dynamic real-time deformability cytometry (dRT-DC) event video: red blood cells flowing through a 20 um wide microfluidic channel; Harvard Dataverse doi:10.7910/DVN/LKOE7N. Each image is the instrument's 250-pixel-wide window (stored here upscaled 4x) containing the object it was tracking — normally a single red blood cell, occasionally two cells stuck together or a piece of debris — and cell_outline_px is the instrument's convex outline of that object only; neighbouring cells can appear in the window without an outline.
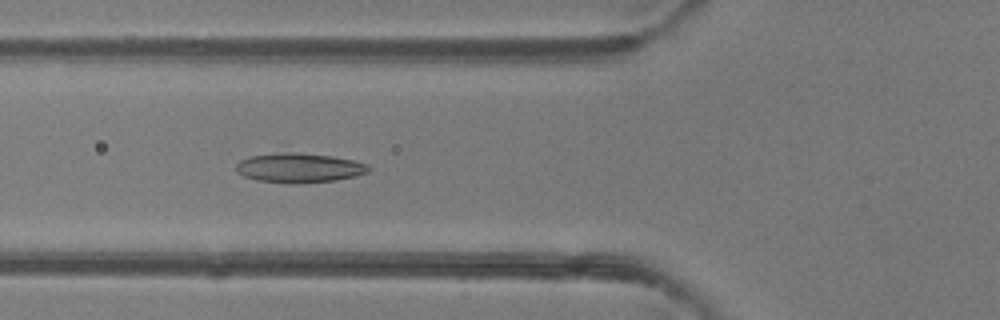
{"species": "common noctule bat (a hibernating species)", "species_latin": "Nyctalus noctula", "temperature_condition": "room temperature", "stored_images_in_passage": 5, "camera_frame_rate_fps": 3000, "um_per_image_px": 0.085, "animal": {"sex": "female"}, "frame": {"image": 1, "passage_image": 5, "time_ms": 4.667, "image_size_px": [1000, 320], "cell_outline_px": [[368, 172], [356, 176], [336, 180], [256, 180], [244, 176], [236, 172], [236, 164], [240, 160], [252, 156], [288, 152], [300, 152], [332, 156], [352, 160], [368, 164]], "centroid_in_image_um": [25.44, 14.21], "position_along_channel_um": 100.4, "area_um2": 21.56}}